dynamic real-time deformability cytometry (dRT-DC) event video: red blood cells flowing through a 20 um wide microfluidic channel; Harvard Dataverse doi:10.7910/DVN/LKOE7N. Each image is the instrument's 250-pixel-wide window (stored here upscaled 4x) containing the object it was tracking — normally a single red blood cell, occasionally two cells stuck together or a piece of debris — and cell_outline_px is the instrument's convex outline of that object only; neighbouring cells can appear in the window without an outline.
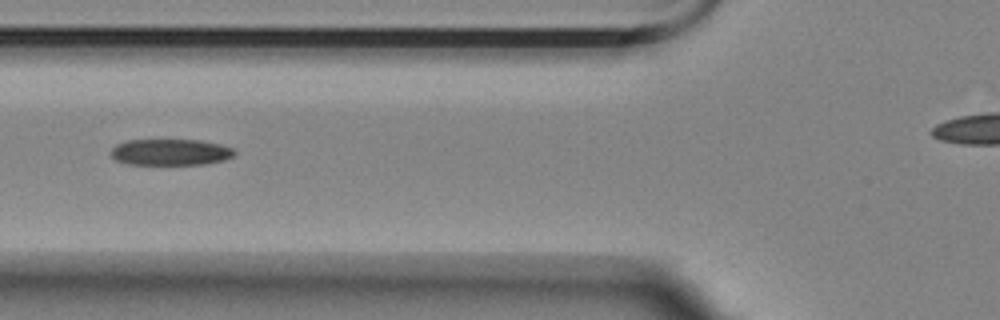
{"species": "Egyptian fruit bat (a non-hibernating species)", "species_latin": "Rousettus aegyptiacus", "temperature_condition": "room temperature", "stored_images_in_passage": 8, "camera_frame_rate_fps": 3000, "um_per_image_px": 0.085, "animal": {"sex": "female"}, "frame": {"image": 1, "passage_image": 5, "time_ms": 4.333, "image_size_px": [1000, 320], "cell_outline_px": [[236, 152], [232, 156], [224, 160], [204, 164], [128, 164], [116, 160], [112, 156], [112, 148], [116, 144], [128, 140], [200, 140], [220, 144], [232, 148]], "centroid_in_image_um": [14.49, 12.93], "position_along_channel_um": 111.3, "area_um2": 18.79}}
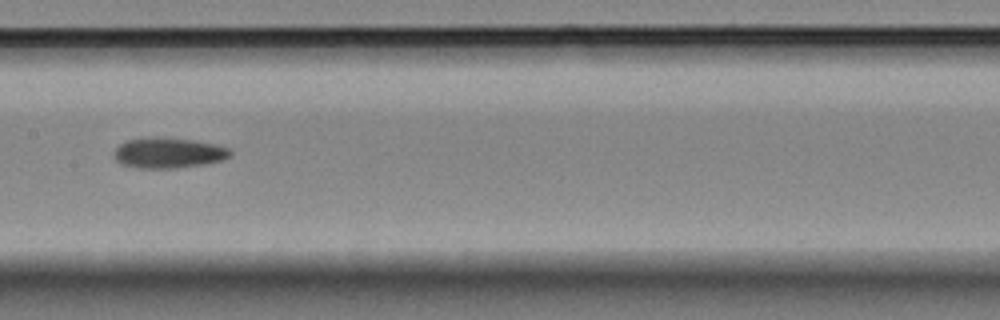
{"frame": {"image": 2, "passage_image": 7, "time_ms": 6.667, "image_size_px": [1000, 320], "cell_outline_px": [[232, 156], [220, 160], [204, 164], [176, 168], [136, 168], [120, 164], [112, 156], [112, 152], [120, 144], [128, 140], [148, 136], [164, 136], [192, 140], [212, 144], [228, 148], [232, 152]], "centroid_in_image_um": [14.25, 12.98], "position_along_channel_um": 193.2, "area_um2": 20.92}}
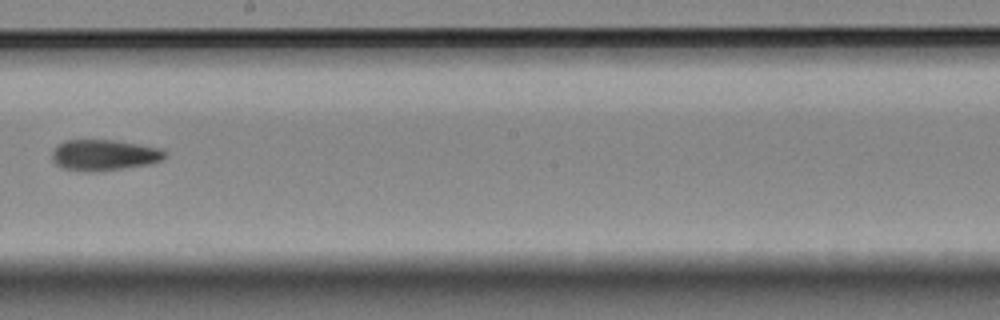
{"frame": {"image": 3, "passage_image": 8, "time_ms": 8.0, "image_size_px": [1000, 320], "cell_outline_px": [[168, 152], [164, 160], [152, 164], [124, 168], [92, 172], [88, 172], [60, 168], [52, 160], [52, 148], [64, 140], [116, 140], [160, 148]], "centroid_in_image_um": [8.85, 13.18], "position_along_channel_um": 239.3, "area_um2": 20.75}}